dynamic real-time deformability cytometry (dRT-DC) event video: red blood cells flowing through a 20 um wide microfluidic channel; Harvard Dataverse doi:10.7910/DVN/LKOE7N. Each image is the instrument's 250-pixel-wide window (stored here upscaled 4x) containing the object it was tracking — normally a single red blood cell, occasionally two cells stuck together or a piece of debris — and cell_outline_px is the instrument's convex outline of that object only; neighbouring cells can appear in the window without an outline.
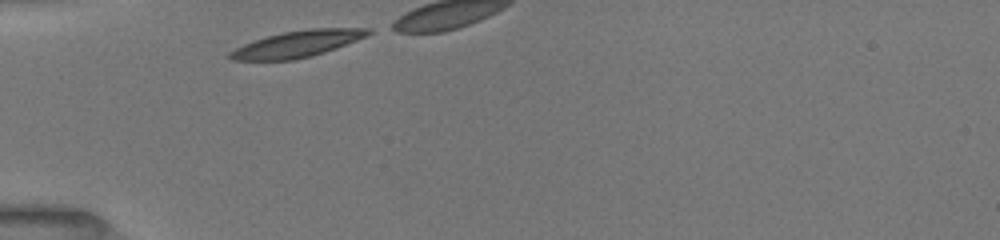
{"species": "common noctule bat (a hibernating species)", "species_latin": "Nyctalus noctula", "temperature_condition": "room temperature", "stored_images_in_passage": 22, "camera_frame_rate_fps": 3000, "um_per_image_px": 0.085, "animal": {"sex": "female", "body_mass_g": 19.5, "forearm_length_mm": 54.1}, "frame": {"image": 1, "passage_image": 1, "time_ms": 0.0, "image_size_px": [1000, 240], "cell_outline_px": [[372, 32], [356, 40], [336, 48], [312, 56], [292, 60], [232, 60], [228, 56], [228, 52], [244, 44], [268, 36], [284, 32], [308, 28], [372, 28]], "centroid_in_image_um": [25.27, 3.73], "position_along_channel_um": 59.7, "area_um2": 21.04}}
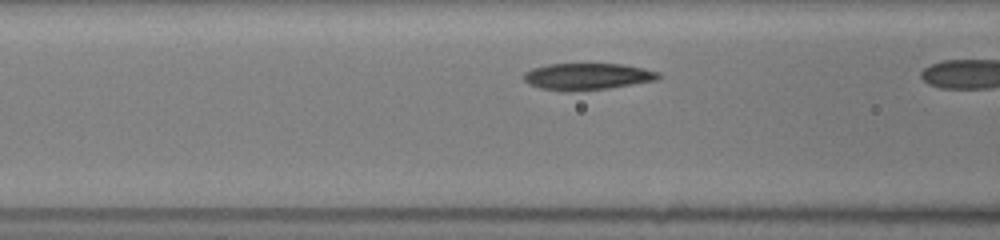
{"frame": {"image": 2, "passage_image": 9, "time_ms": 1.667, "image_size_px": [1000, 240], "cell_outline_px": [[660, 76], [656, 80], [608, 88], [572, 92], [540, 88], [528, 84], [524, 80], [524, 72], [532, 68], [548, 64], [624, 64], [644, 68], [660, 72]], "centroid_in_image_um": [49.9, 6.5], "position_along_channel_um": 116.7, "area_um2": 20.98}}